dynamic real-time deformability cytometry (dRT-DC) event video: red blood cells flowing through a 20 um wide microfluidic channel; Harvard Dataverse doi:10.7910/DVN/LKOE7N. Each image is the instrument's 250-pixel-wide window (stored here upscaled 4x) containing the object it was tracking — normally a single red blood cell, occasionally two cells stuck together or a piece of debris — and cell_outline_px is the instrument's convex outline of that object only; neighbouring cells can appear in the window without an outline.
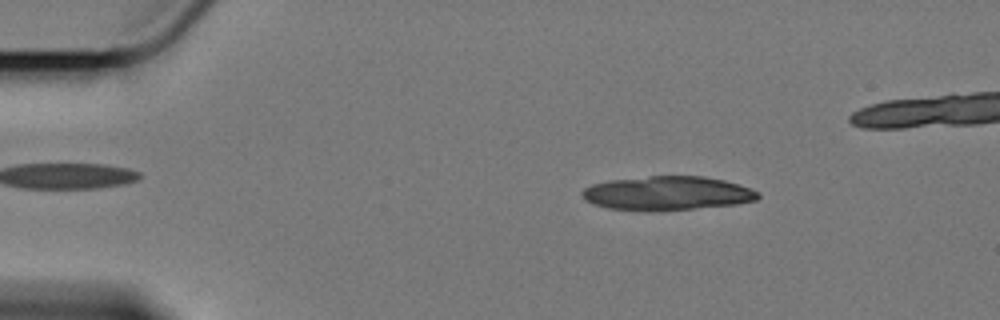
{"species": "Egyptian fruit bat (a non-hibernating species)", "species_latin": "Rousettus aegyptiacus", "temperature_condition": "cold", "stored_images_in_passage": 32, "segment_of_instrument_passage": [1, 2], "camera_frame_rate_fps": 3000, "um_per_image_px": 0.085, "animal": {"sex": "female"}, "frame": {"image": 1, "passage_image": 9, "time_ms": 2.667, "image_size_px": [1000, 320], "cell_outline_px": [[760, 196], [756, 200], [736, 204], [660, 212], [648, 212], [608, 208], [592, 204], [584, 200], [580, 192], [584, 188], [592, 184], [612, 180], [648, 176], [704, 176], [724, 180], [740, 184], [760, 192]], "centroid_in_image_um": [56.71, 16.44], "position_along_channel_um": 28.3, "area_um2": 35.37}}